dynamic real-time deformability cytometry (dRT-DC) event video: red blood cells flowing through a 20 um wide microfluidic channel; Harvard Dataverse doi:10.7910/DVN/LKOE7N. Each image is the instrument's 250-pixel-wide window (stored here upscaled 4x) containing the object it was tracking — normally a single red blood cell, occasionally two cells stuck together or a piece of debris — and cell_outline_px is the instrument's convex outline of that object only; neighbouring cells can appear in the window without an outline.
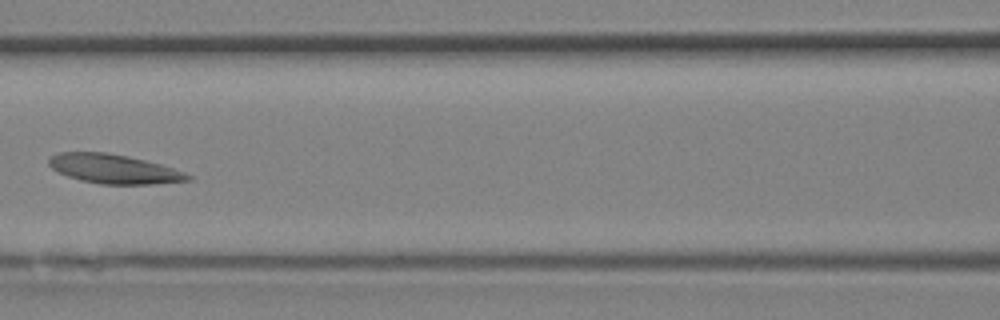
{"species": "Egyptian fruit bat (a non-hibernating species)", "species_latin": "Rousettus aegyptiacus", "temperature_condition": "room temperature", "stored_images_in_passage": 12, "camera_frame_rate_fps": 3000, "um_per_image_px": 0.085, "animal": {"sex": "female"}, "frame": {"image": 1, "passage_image": 9, "time_ms": 2.667, "image_size_px": [1000, 320], "cell_outline_px": [[192, 180], [148, 184], [100, 184], [80, 180], [68, 176], [52, 168], [48, 164], [48, 160], [52, 156], [60, 152], [108, 152], [128, 156], [160, 164], [184, 172], [192, 176]], "centroid_in_image_um": [9.67, 14.35], "position_along_channel_um": 156.9, "area_um2": 23.47}}